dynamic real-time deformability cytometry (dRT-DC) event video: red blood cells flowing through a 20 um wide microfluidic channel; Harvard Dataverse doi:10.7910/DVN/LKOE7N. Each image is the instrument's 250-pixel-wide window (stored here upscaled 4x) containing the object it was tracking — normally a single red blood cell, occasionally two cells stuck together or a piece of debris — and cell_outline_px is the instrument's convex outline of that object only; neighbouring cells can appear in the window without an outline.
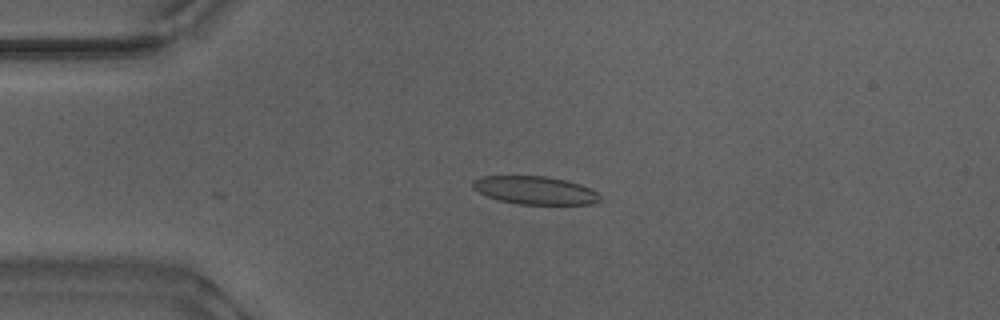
{"species": "Egyptian fruit bat (a non-hibernating species)", "species_latin": "Rousettus aegyptiacus", "temperature_condition": "warm", "stored_images_in_passage": 36, "camera_frame_rate_fps": 3000, "um_per_image_px": 0.085, "animal": {"sex": "male"}, "frame": {"image": 1, "passage_image": 4, "time_ms": 1.0, "image_size_px": [1000, 320], "cell_outline_px": [[604, 200], [592, 204], [520, 204], [496, 200], [472, 188], [472, 180], [484, 176], [544, 176], [564, 180], [580, 184], [596, 192]], "centroid_in_image_um": [45.47, 16.18], "position_along_channel_um": 39.5, "area_um2": 20.75}}
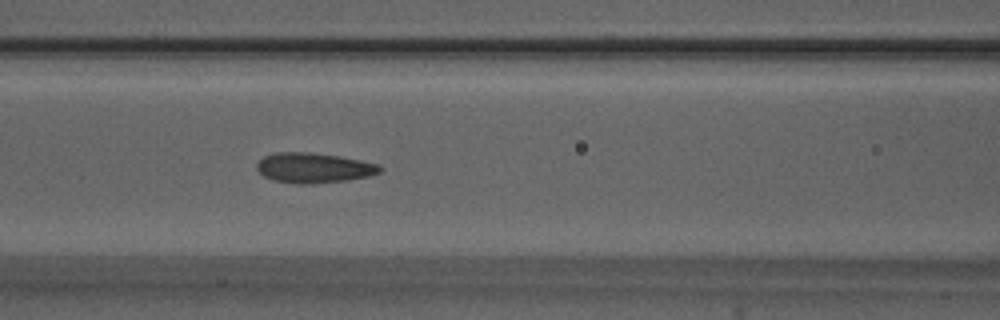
{"frame": {"image": 2, "passage_image": 14, "time_ms": 4.333, "image_size_px": [1000, 320], "cell_outline_px": [[384, 168], [380, 172], [368, 176], [348, 180], [308, 184], [296, 184], [272, 180], [264, 176], [256, 168], [256, 164], [264, 156], [276, 152], [308, 152], [340, 156], [380, 164]], "centroid_in_image_um": [26.68, 14.27], "position_along_channel_um": 139.9, "area_um2": 21.68}}
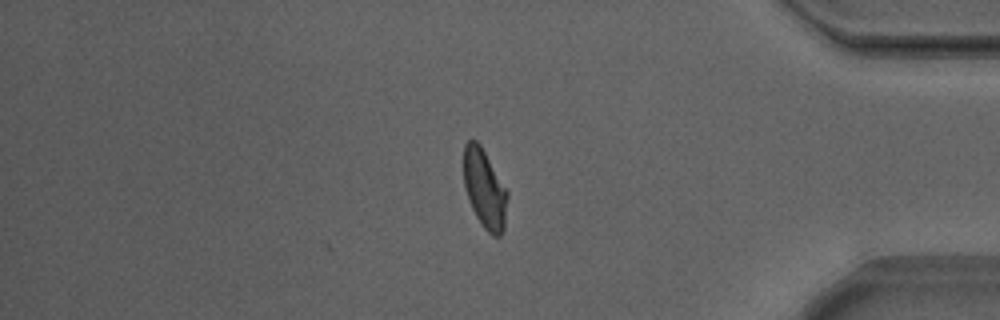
{"frame": {"image": 3, "passage_image": 36, "time_ms": 11.667, "image_size_px": [1000, 320], "cell_outline_px": [[508, 196], [504, 228], [500, 236], [492, 236], [480, 224], [468, 200], [464, 184], [464, 144], [468, 140], [476, 140], [480, 144], [508, 192]], "centroid_in_image_um": [41.19, 16.07], "position_along_channel_um": 394.0, "area_um2": 20.06}, "authors_computed_cell_mechanics": {"area_um2": 20.7791, "velocity_mm_per_s": 3.8731, "shape_relaxation_time_tau1_ms": 10.1191, "shape_relaxation_time_tau2_ms": 1.5156, "deformation_change_tau1": 0.2247, "deformation_change_tau2": 0.097}}